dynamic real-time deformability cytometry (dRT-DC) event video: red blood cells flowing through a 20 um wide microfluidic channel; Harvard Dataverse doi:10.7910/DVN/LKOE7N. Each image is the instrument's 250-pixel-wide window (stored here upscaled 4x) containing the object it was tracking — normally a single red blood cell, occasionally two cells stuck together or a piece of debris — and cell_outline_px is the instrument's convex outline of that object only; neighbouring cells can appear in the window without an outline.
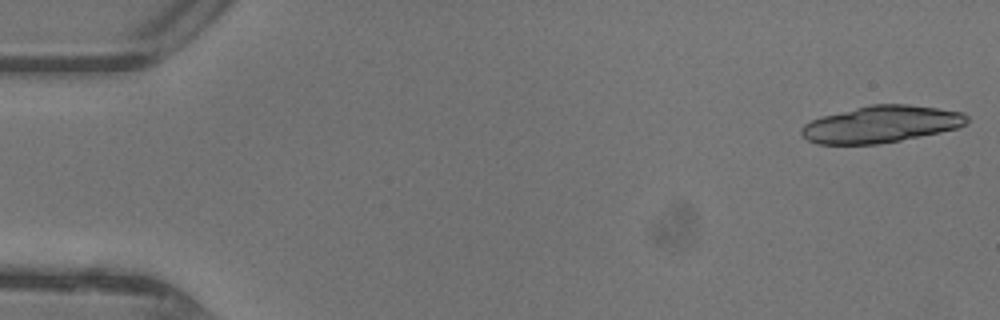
{"species": "common noctule bat (a hibernating species)", "species_latin": "Nyctalus noctula", "temperature_condition": "warm", "stored_images_in_passage": 16, "camera_frame_rate_fps": 3000, "um_per_image_px": 0.085, "animal": {"sex": "female"}, "frame": {"image": 1, "passage_image": 1, "time_ms": 0.0, "image_size_px": [1000, 320], "cell_outline_px": [[968, 120], [964, 124], [956, 128], [940, 132], [900, 140], [876, 144], [820, 144], [808, 140], [800, 132], [800, 128], [804, 124], [812, 120], [824, 116], [872, 104], [908, 104], [964, 112], [968, 116]], "centroid_in_image_um": [74.9, 10.56], "position_along_channel_um": 10.1, "area_um2": 35.08}}